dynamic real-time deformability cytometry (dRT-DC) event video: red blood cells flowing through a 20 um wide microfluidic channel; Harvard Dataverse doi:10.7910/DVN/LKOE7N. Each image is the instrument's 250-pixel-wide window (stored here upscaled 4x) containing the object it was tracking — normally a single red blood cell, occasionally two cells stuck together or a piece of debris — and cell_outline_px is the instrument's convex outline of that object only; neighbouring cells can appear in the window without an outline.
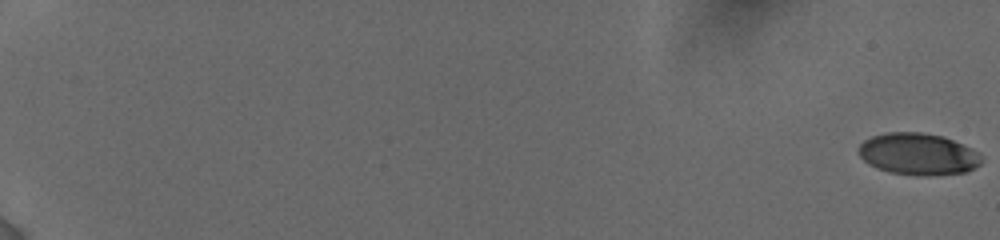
{"species": "human", "species_latin": "Homo sapiens", "temperature_condition": "cold", "stored_images_in_passage": 48, "camera_frame_rate_fps": 3000, "um_per_image_px": 0.085, "donor": {"sex": "female"}, "frame": {"image": 1, "passage_image": 1, "time_ms": 0.0, "image_size_px": [1000, 240], "cell_outline_px": [[984, 160], [976, 168], [968, 172], [924, 176], [892, 172], [868, 164], [860, 156], [860, 144], [864, 140], [872, 136], [888, 132], [920, 132], [944, 136], [972, 148], [980, 152]], "centroid_in_image_um": [78.12, 13.09], "position_along_channel_um": 6.9, "area_um2": 30.0}}
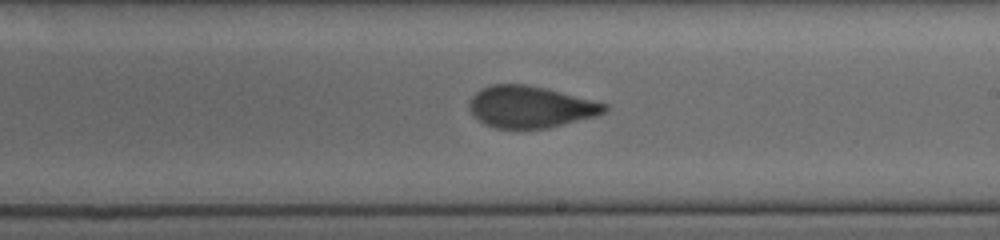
{"frame": {"image": 2, "passage_image": 28, "time_ms": 12.333, "image_size_px": [1000, 240], "cell_outline_px": [[608, 108], [604, 112], [596, 116], [548, 128], [496, 128], [472, 116], [468, 108], [468, 100], [480, 88], [492, 84], [528, 84], [548, 88], [608, 104]], "centroid_in_image_um": [45.06, 9.06], "position_along_channel_um": 243.9, "area_um2": 33.06}}
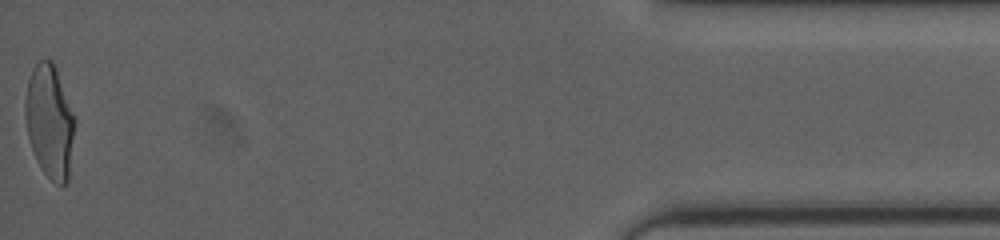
{"frame": {"image": 3, "passage_image": 48, "time_ms": 19.0, "image_size_px": [1000, 240], "cell_outline_px": [[76, 120], [68, 180], [64, 184], [56, 184], [40, 168], [36, 160], [28, 136], [24, 116], [24, 100], [28, 80], [32, 68], [40, 60], [52, 60]], "centroid_in_image_um": [4.2, 10.33], "position_along_channel_um": 431.0, "area_um2": 32.6}, "authors_computed_cell_mechanics": {"area_um2": 32.5414, "velocity_mm_per_s": 3.8475, "shape_relaxation_time_tau1_ms": 7.1518, "shape_relaxation_time_tau2_ms": 1.0305, "deformation_change_tau1": 0.216, "deformation_change_tau2": 0.0691}}